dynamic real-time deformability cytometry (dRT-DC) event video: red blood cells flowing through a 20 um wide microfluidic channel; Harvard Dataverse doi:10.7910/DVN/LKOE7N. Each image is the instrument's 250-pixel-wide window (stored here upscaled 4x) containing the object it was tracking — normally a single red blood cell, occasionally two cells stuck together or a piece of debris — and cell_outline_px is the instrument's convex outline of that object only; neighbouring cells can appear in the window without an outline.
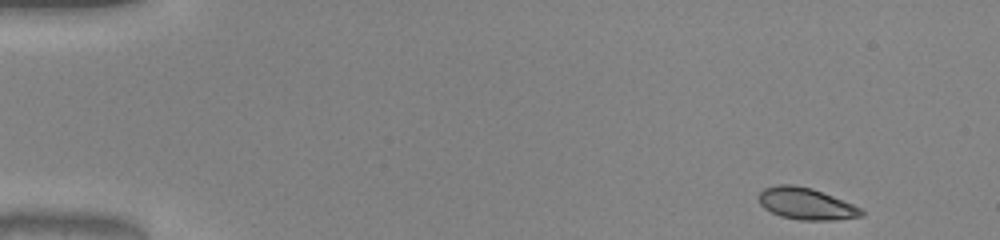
{"species": "common noctule bat (a hibernating species)", "species_latin": "Nyctalus noctula", "temperature_condition": "warm", "stored_images_in_passage": 48, "camera_frame_rate_fps": 3000, "um_per_image_px": 0.085, "animal": {"sex": "male", "body_mass_g": 20.0, "forearm_length_mm": 53.3}, "frame": {"image": 1, "passage_image": 1, "time_ms": 0.0, "image_size_px": [1000, 240], "cell_outline_px": [[864, 216], [832, 220], [800, 220], [780, 216], [764, 208], [760, 204], [756, 196], [764, 188], [776, 184], [792, 184], [812, 188], [852, 204], [860, 208], [864, 212]], "centroid_in_image_um": [68.47, 17.31], "position_along_channel_um": 16.5, "area_um2": 19.02}}
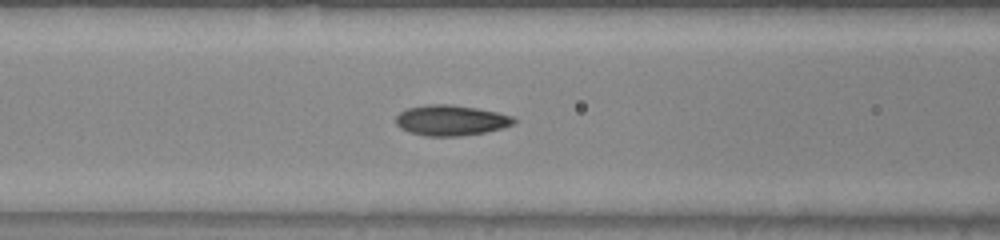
{"frame": {"image": 2, "passage_image": 19, "time_ms": 6.0, "image_size_px": [1000, 240], "cell_outline_px": [[516, 120], [512, 124], [504, 128], [484, 132], [460, 136], [424, 136], [408, 132], [400, 128], [396, 124], [396, 116], [400, 112], [408, 108], [428, 104], [452, 104], [476, 108], [496, 112], [512, 116]], "centroid_in_image_um": [38.3, 10.23], "position_along_channel_um": 128.3, "area_um2": 20.98}}
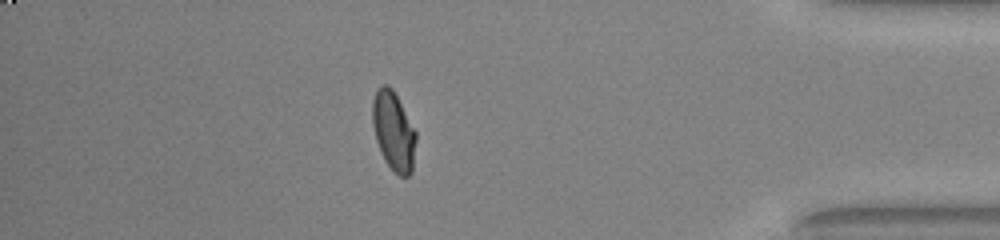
{"frame": {"image": 3, "passage_image": 42, "time_ms": 13.667, "image_size_px": [1000, 240], "cell_outline_px": [[416, 140], [412, 172], [408, 176], [400, 176], [392, 172], [384, 160], [380, 152], [376, 140], [372, 124], [372, 100], [376, 92], [384, 84], [388, 84], [392, 88], [416, 132]], "centroid_in_image_um": [33.44, 11.19], "position_along_channel_um": 401.8, "area_um2": 20.06}, "authors_computed_cell_mechanics": {"area_um2": 19.5364, "velocity_mm_per_s": 4.0406, "shape_relaxation_time_tau1_ms": 5.4541, "shape_relaxation_time_tau2_ms": 0.8567, "deformation_change_tau1": 0.1884, "deformation_change_tau2": 0.0485}}